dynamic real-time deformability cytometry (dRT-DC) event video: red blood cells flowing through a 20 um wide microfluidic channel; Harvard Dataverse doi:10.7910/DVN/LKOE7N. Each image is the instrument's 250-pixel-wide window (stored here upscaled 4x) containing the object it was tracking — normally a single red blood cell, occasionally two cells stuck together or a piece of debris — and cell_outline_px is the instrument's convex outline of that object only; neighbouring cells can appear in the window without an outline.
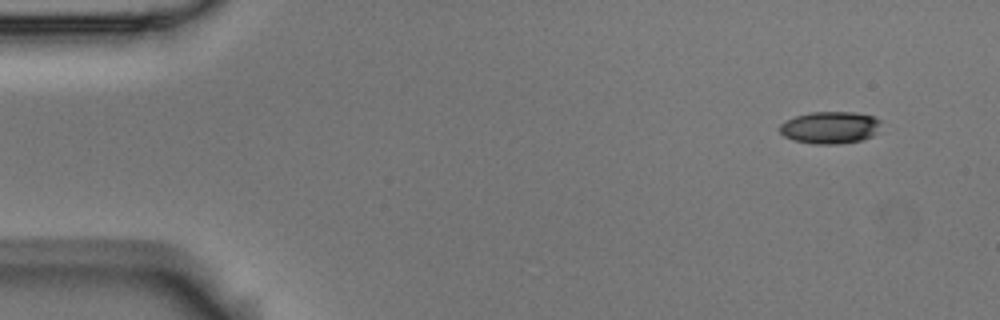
{"species": "Egyptian fruit bat (a non-hibernating species)", "species_latin": "Rousettus aegyptiacus", "temperature_condition": "room temperature", "stored_images_in_passage": 4, "camera_frame_rate_fps": 3000, "um_per_image_px": 0.085, "animal": {"sex": "male"}, "frame": {"image": 1, "passage_image": 1, "time_ms": 0.0, "image_size_px": [1000, 320], "cell_outline_px": [[880, 120], [872, 136], [860, 140], [836, 144], [816, 144], [792, 140], [784, 136], [780, 132], [780, 124], [796, 116], [812, 112], [856, 112], [872, 116]], "centroid_in_image_um": [70.51, 10.84], "position_along_channel_um": 14.5, "area_um2": 18.61}}
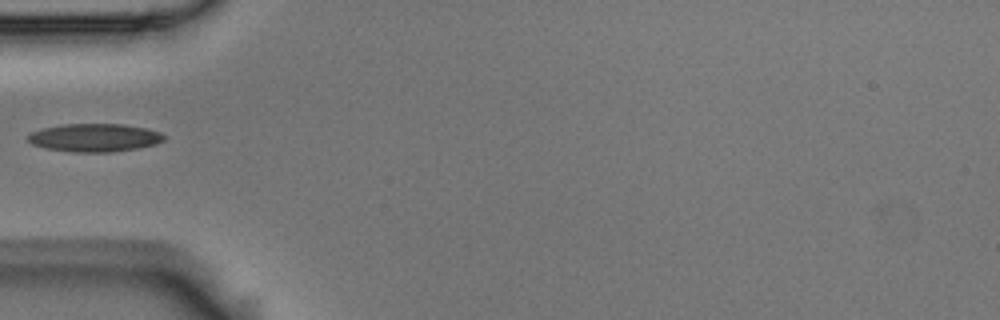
{"frame": {"image": 2, "passage_image": 4, "time_ms": 1.0, "image_size_px": [1000, 320], "cell_outline_px": [[164, 140], [156, 144], [136, 148], [112, 152], [72, 152], [44, 148], [32, 144], [28, 140], [28, 136], [32, 132], [44, 128], [64, 124], [124, 124], [148, 128], [160, 132], [164, 136]], "centroid_in_image_um": [8.05, 11.7], "position_along_channel_um": 76.9, "area_um2": 22.25}}